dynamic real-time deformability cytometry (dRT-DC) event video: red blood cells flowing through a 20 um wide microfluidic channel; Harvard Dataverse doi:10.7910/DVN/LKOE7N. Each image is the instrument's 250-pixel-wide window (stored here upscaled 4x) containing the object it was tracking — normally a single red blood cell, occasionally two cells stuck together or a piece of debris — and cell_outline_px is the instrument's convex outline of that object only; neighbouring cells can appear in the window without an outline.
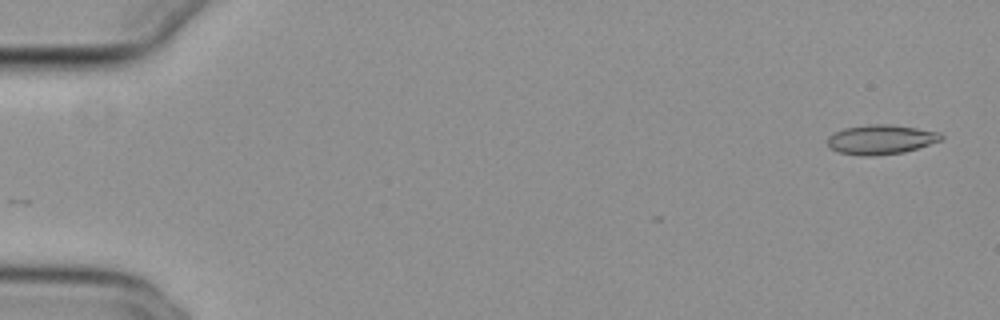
{"species": "common noctule bat (a hibernating species)", "species_latin": "Nyctalus noctula", "temperature_condition": "cold", "stored_images_in_passage": 9, "camera_frame_rate_fps": 3000, "um_per_image_px": 0.085, "animal": {"sex": "female", "body_mass_g": 29.2, "forearm_length_mm": 56.3}, "frame": {"image": 1, "passage_image": 1, "time_ms": 0.0, "image_size_px": [1000, 320], "cell_outline_px": [[944, 140], [904, 152], [872, 156], [860, 156], [840, 152], [832, 148], [828, 144], [828, 136], [844, 128], [868, 124], [888, 124], [916, 128], [940, 132], [944, 136]], "centroid_in_image_um": [74.92, 11.86], "position_along_channel_um": 10.1, "area_um2": 19.54}}